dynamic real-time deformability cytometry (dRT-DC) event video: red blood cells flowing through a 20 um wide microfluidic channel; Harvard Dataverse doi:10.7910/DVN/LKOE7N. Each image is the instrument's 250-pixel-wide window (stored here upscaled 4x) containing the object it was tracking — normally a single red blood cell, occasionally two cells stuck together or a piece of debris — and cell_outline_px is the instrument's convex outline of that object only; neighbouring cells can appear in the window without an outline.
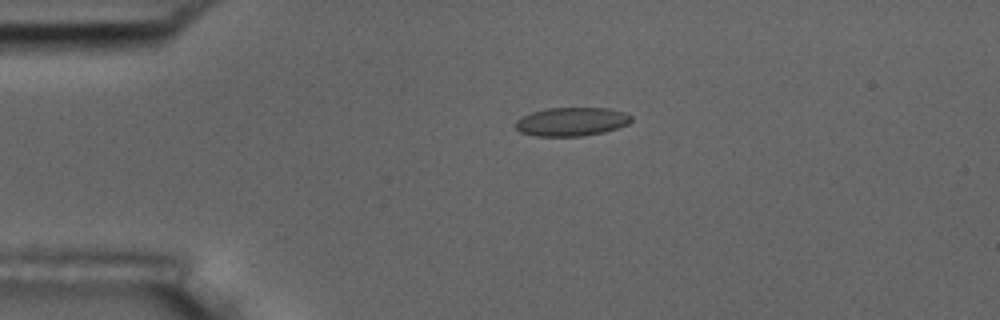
{"species": "common noctule bat (a hibernating species)", "species_latin": "Nyctalus noctula", "temperature_condition": "room temperature", "stored_images_in_passage": 6, "camera_frame_rate_fps": 3000, "um_per_image_px": 0.085, "animal": {"sex": "male", "body_mass_g": 17.5, "forearm_length_mm": 52.3}, "frame": {"image": 1, "passage_image": 4, "time_ms": 3.667, "image_size_px": [1000, 320], "cell_outline_px": [[632, 120], [628, 124], [604, 132], [584, 136], [536, 136], [520, 132], [516, 128], [516, 120], [532, 112], [544, 108], [608, 108], [624, 112], [632, 116]], "centroid_in_image_um": [48.59, 10.34], "position_along_channel_um": 36.4, "area_um2": 19.31}}
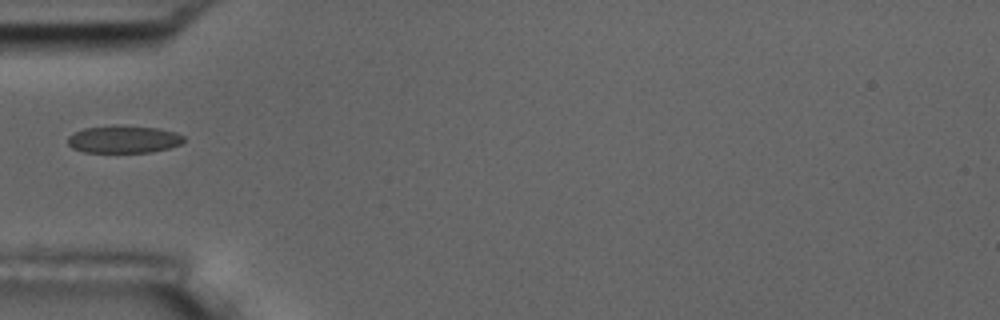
{"frame": {"image": 2, "passage_image": 6, "time_ms": 5.667, "image_size_px": [1000, 320], "cell_outline_px": [[184, 144], [152, 152], [84, 152], [72, 148], [68, 144], [68, 136], [72, 132], [84, 128], [116, 124], [160, 128], [176, 132], [184, 136]], "centroid_in_image_um": [10.52, 11.82], "position_along_channel_um": 74.5, "area_um2": 19.02}}